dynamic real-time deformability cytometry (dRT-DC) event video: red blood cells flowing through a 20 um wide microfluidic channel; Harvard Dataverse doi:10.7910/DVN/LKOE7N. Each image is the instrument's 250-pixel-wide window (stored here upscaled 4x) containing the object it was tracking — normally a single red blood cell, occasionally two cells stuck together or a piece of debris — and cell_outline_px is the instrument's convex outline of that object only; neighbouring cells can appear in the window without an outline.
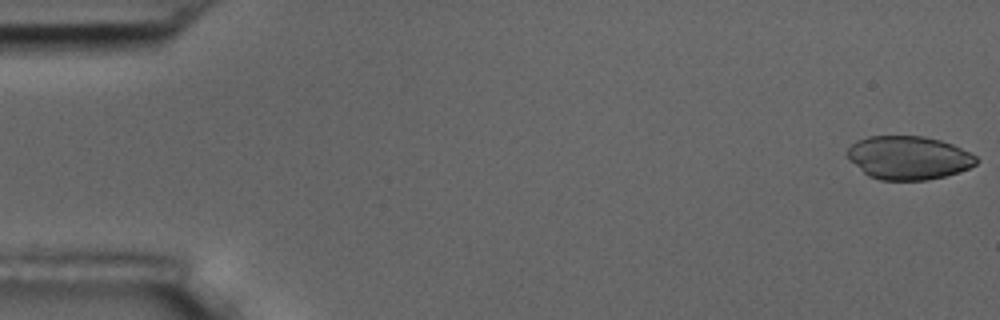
{"species": "common noctule bat (a hibernating species)", "species_latin": "Nyctalus noctula", "temperature_condition": "room temperature", "stored_images_in_passage": 6, "camera_frame_rate_fps": 3000, "um_per_image_px": 0.085, "animal": {"sex": "male", "body_mass_g": 17.5, "forearm_length_mm": 52.3}, "frame": {"image": 1, "passage_image": 1, "time_ms": 0.0, "image_size_px": [1000, 320], "cell_outline_px": [[980, 160], [976, 164], [968, 168], [944, 176], [928, 180], [880, 180], [868, 176], [848, 160], [848, 148], [856, 140], [868, 136], [924, 136], [940, 140], [952, 144], [976, 156]], "centroid_in_image_um": [77.2, 13.41], "position_along_channel_um": 7.8, "area_um2": 32.66}}